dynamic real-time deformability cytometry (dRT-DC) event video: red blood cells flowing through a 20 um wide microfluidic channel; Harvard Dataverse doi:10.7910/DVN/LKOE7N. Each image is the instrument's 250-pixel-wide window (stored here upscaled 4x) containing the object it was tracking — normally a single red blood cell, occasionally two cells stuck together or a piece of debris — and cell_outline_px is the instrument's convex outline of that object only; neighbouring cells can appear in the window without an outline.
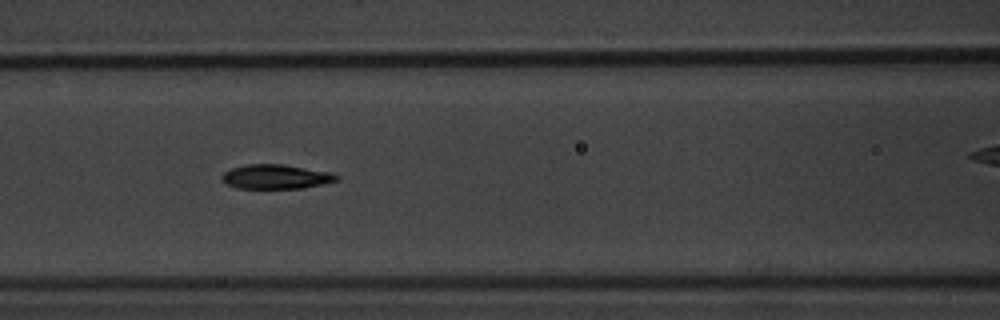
{"species": "common noctule bat (a hibernating species)", "species_latin": "Nyctalus noctula", "temperature_condition": "warm", "stored_images_in_passage": 10, "camera_frame_rate_fps": 3000, "um_per_image_px": 0.085, "animal": {"sex": "male", "body_mass_g": 20.1, "forearm_length_mm": 53.5}, "frame": {"image": 1, "passage_image": 6, "time_ms": 5.667, "image_size_px": [1000, 320], "cell_outline_px": [[340, 176], [336, 180], [304, 188], [236, 188], [220, 180], [220, 176], [224, 172], [232, 168], [244, 164], [284, 164], [332, 172]], "centroid_in_image_um": [23.42, 15.01], "position_along_channel_um": 143.2, "area_um2": 16.36}}